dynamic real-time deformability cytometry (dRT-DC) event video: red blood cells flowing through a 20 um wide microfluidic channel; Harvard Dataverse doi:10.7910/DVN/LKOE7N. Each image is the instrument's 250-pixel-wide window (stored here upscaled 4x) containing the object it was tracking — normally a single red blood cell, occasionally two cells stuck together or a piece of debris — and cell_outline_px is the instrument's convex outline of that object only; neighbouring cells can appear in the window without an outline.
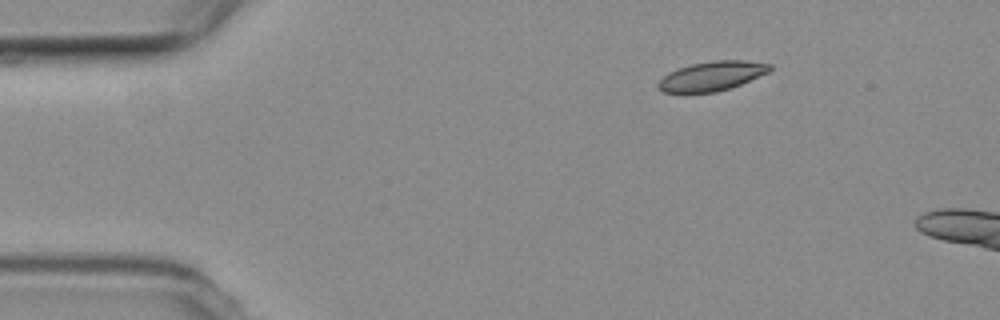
{"species": "common noctule bat (a hibernating species)", "species_latin": "Nyctalus noctula", "temperature_condition": "room temperature", "stored_images_in_passage": 6, "camera_frame_rate_fps": 3000, "um_per_image_px": 0.085, "animal": {"sex": "female", "body_mass_g": 19.3, "forearm_length_mm": 54.1}, "frame": {"image": 1, "passage_image": 1, "time_ms": 0.0, "image_size_px": [1000, 320], "cell_outline_px": [[772, 68], [768, 72], [740, 84], [716, 92], [664, 92], [656, 88], [656, 84], [668, 72], [676, 68], [692, 64], [712, 60], [744, 60], [772, 64]], "centroid_in_image_um": [60.48, 6.45], "position_along_channel_um": 24.5, "area_um2": 19.02}}